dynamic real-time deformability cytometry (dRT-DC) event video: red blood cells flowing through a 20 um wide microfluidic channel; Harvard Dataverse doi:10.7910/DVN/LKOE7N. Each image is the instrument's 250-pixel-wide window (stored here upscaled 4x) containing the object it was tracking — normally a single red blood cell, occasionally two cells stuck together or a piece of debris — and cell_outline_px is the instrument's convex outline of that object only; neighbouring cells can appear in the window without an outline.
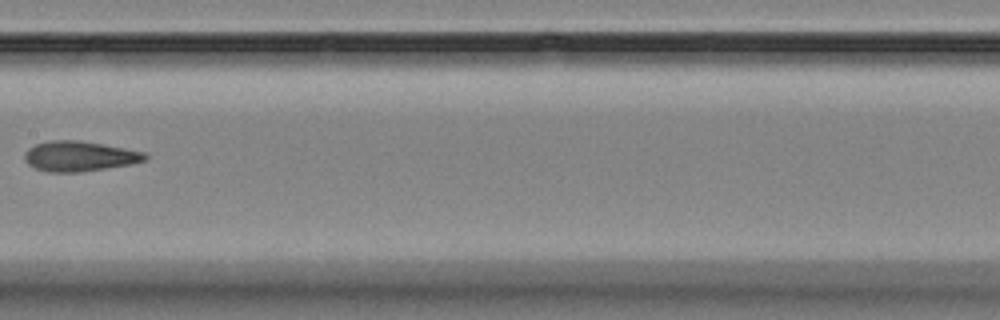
{"species": "Egyptian fruit bat (a non-hibernating species)", "species_latin": "Rousettus aegyptiacus", "temperature_condition": "room temperature", "stored_images_in_passage": 7, "camera_frame_rate_fps": 3000, "um_per_image_px": 0.085, "animal": {"sex": "female"}, "frame": {"image": 1, "passage_image": 6, "time_ms": 7.333, "image_size_px": [1000, 320], "cell_outline_px": [[148, 160], [132, 164], [80, 172], [48, 172], [36, 168], [28, 164], [24, 160], [24, 152], [28, 148], [36, 144], [48, 140], [80, 140], [104, 144], [144, 152], [148, 156]], "centroid_in_image_um": [6.75, 13.27], "position_along_channel_um": 200.7, "area_um2": 21.33}}
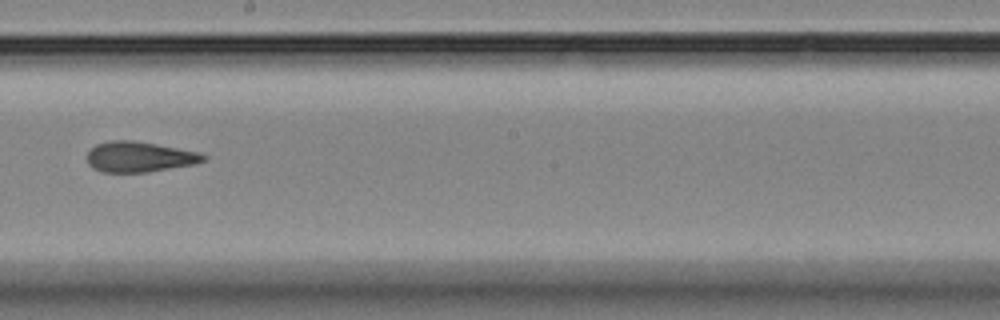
{"frame": {"image": 2, "passage_image": 7, "time_ms": 8.333, "image_size_px": [1000, 320], "cell_outline_px": [[208, 156], [204, 160], [196, 164], [148, 172], [104, 172], [92, 168], [88, 164], [88, 152], [96, 144], [112, 140], [132, 140], [156, 144], [200, 152]], "centroid_in_image_um": [11.87, 13.33], "position_along_channel_um": 236.3, "area_um2": 20.63}}